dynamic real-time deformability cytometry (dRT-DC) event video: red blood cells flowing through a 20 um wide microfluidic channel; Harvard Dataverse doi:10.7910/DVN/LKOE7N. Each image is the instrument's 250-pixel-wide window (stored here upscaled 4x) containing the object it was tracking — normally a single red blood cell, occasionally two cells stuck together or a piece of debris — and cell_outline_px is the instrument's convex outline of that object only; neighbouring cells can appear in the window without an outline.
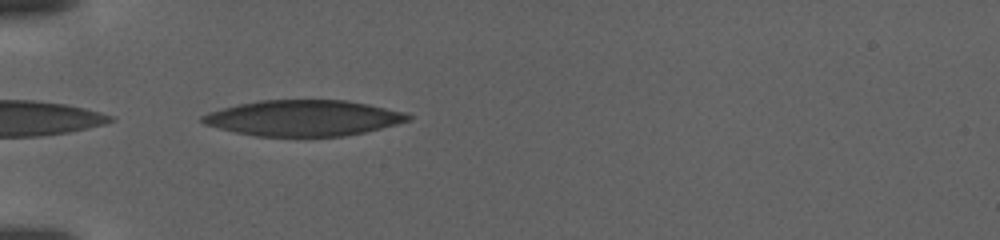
{"species": "human", "species_latin": "Homo sapiens", "temperature_condition": "warm", "stored_images_in_passage": 46, "camera_frame_rate_fps": 3000, "um_per_image_px": 0.085, "donor": {"sex": "female"}, "frame": {"image": 1, "passage_image": 3, "time_ms": 0.667, "image_size_px": [1000, 240], "cell_outline_px": [[412, 120], [364, 132], [344, 136], [256, 136], [236, 132], [204, 124], [200, 120], [200, 116], [208, 112], [240, 104], [260, 100], [344, 100], [368, 104], [404, 112], [412, 116]], "centroid_in_image_um": [25.79, 10.03], "position_along_channel_um": 59.2, "area_um2": 42.66}}
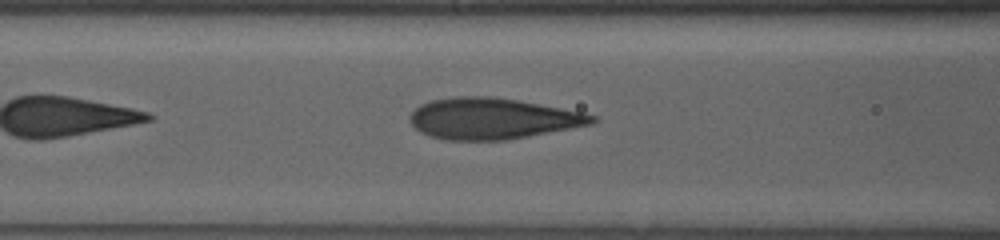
{"frame": {"image": 2, "passage_image": 16, "time_ms": 5.0, "image_size_px": [1000, 240], "cell_outline_px": [[600, 120], [592, 124], [528, 136], [504, 140], [444, 140], [428, 136], [420, 132], [408, 120], [408, 116], [420, 104], [432, 100], [452, 96], [492, 96], [516, 100], [584, 112], [596, 116]], "centroid_in_image_um": [41.83, 10.07], "position_along_channel_um": 124.8, "area_um2": 43.75}}
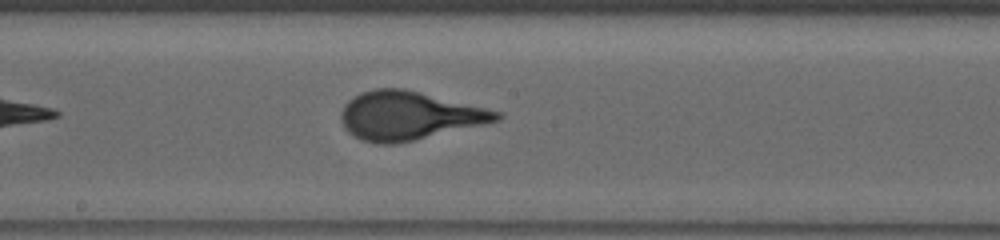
{"frame": {"image": 3, "passage_image": 31, "time_ms": 10.0, "image_size_px": [1000, 240], "cell_outline_px": [[504, 116], [500, 120], [484, 124], [416, 140], [396, 144], [380, 144], [360, 140], [348, 132], [344, 128], [340, 120], [340, 112], [344, 104], [348, 100], [360, 92], [376, 88], [404, 88], [500, 112]], "centroid_in_image_um": [34.69, 9.84], "position_along_channel_um": 213.5, "area_um2": 43.93}}